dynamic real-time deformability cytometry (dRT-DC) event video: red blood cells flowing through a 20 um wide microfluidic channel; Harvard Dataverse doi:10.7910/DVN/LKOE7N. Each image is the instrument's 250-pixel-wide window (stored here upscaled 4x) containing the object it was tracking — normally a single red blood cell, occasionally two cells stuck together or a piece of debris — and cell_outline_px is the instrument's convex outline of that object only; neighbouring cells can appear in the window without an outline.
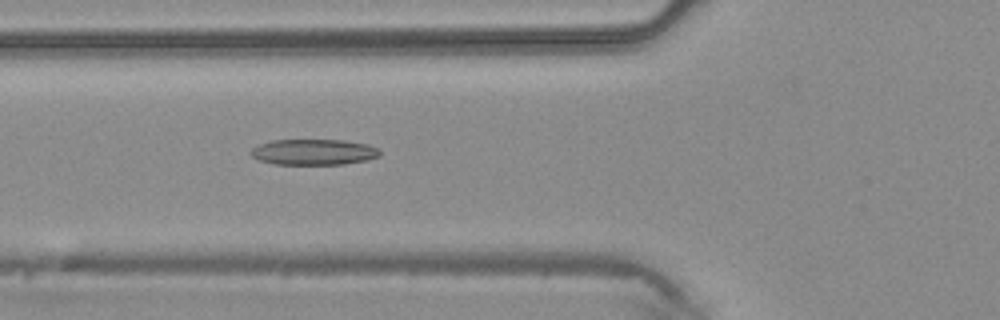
{"species": "common noctule bat (a hibernating species)", "species_latin": "Nyctalus noctula", "temperature_condition": "warm", "stored_images_in_passage": 43, "camera_frame_rate_fps": 3000, "um_per_image_px": 0.085, "animal": {"sex": "male", "body_mass_g": 20.4}, "frame": {"image": 1, "passage_image": 16, "time_ms": 5.0, "image_size_px": [1000, 320], "cell_outline_px": [[380, 156], [368, 160], [344, 164], [272, 164], [260, 160], [252, 156], [248, 152], [252, 148], [260, 144], [272, 140], [344, 140], [368, 144], [380, 148]], "centroid_in_image_um": [26.69, 12.92], "position_along_channel_um": 99.1, "area_um2": 19.54}}
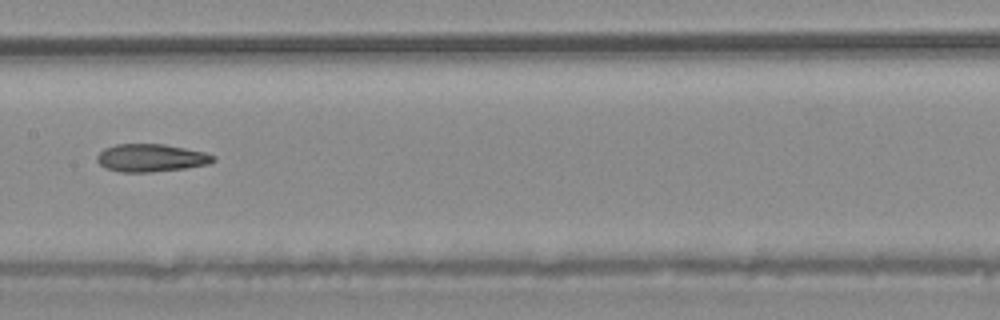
{"frame": {"image": 2, "passage_image": 22, "time_ms": 7.0, "image_size_px": [1000, 320], "cell_outline_px": [[216, 160], [208, 164], [184, 168], [152, 172], [120, 172], [104, 168], [96, 160], [96, 156], [104, 148], [116, 144], [164, 144], [204, 152], [216, 156]], "centroid_in_image_um": [12.81, 13.42], "position_along_channel_um": 194.6, "area_um2": 18.84}}
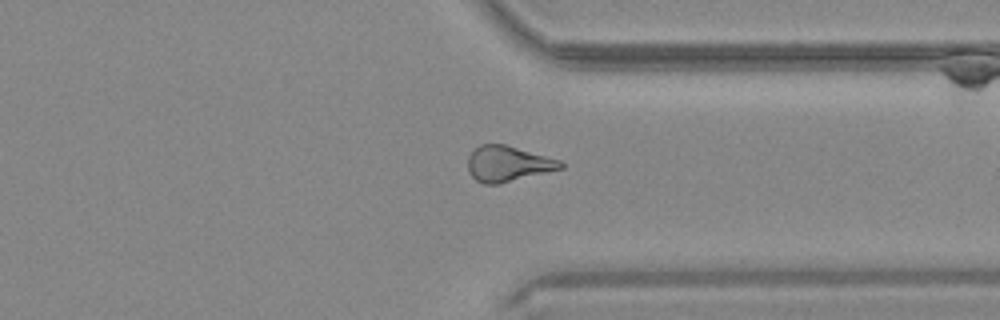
{"frame": {"image": 3, "passage_image": 33, "time_ms": 10.667, "image_size_px": [1000, 320], "cell_outline_px": [[564, 168], [500, 184], [484, 184], [476, 180], [468, 172], [468, 156], [472, 148], [480, 144], [504, 144], [560, 160], [564, 164]], "centroid_in_image_um": [43.14, 13.92], "position_along_channel_um": 368.3, "area_um2": 19.36}}